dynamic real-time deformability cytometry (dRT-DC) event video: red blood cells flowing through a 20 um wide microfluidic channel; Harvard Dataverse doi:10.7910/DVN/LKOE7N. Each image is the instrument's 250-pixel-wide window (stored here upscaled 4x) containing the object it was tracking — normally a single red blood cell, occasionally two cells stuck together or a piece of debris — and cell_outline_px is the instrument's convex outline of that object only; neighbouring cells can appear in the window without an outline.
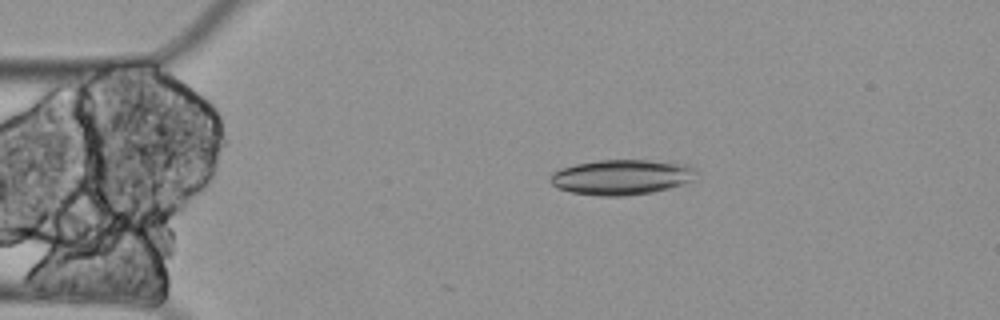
{"species": "Egyptian fruit bat (a non-hibernating species)", "species_latin": "Rousettus aegyptiacus", "temperature_condition": "cold", "stored_images_in_passage": 6, "camera_frame_rate_fps": 3000, "um_per_image_px": 0.085, "animal": {"sex": "female"}, "frame": {"image": 1, "passage_image": 3, "time_ms": 0.667, "image_size_px": [1000, 320], "cell_outline_px": [[696, 172], [692, 180], [684, 184], [652, 192], [624, 196], [600, 196], [572, 192], [556, 188], [548, 180], [548, 176], [552, 172], [560, 168], [576, 164], [596, 160], [648, 160], [688, 164], [696, 168]], "centroid_in_image_um": [52.8, 15.05], "position_along_channel_um": 32.2, "area_um2": 30.17}}
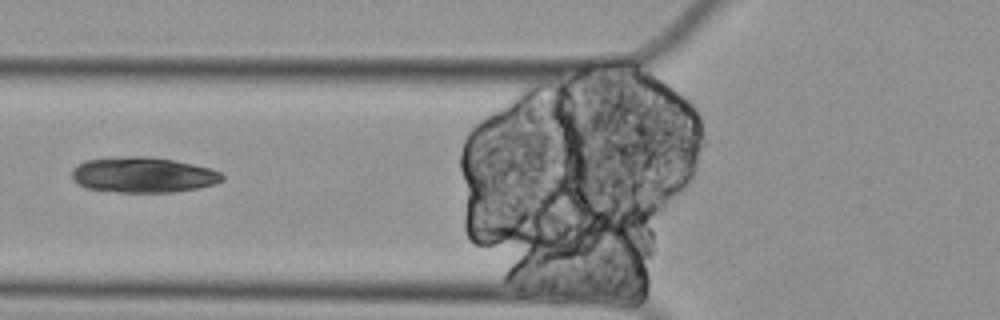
{"frame": {"image": 2, "passage_image": 6, "time_ms": 1.667, "image_size_px": [1000, 320], "cell_outline_px": [[224, 180], [212, 184], [196, 188], [172, 192], [120, 192], [84, 188], [76, 184], [72, 180], [72, 168], [76, 164], [84, 160], [124, 156], [144, 156], [176, 160], [208, 168], [220, 172], [224, 176]], "centroid_in_image_um": [12.09, 14.86], "position_along_channel_um": 113.7, "area_um2": 31.21}}